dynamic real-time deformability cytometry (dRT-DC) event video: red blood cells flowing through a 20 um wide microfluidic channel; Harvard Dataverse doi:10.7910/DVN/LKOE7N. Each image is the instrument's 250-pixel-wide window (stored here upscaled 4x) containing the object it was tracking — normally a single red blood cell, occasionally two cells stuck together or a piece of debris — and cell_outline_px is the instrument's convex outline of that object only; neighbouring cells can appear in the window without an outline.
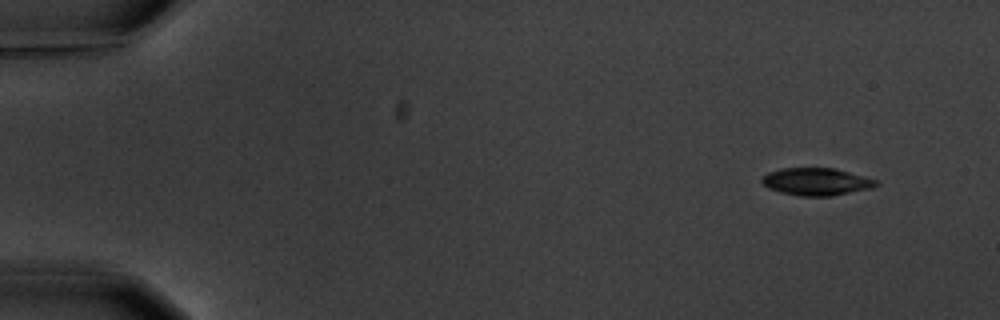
{"species": "common noctule bat (a hibernating species)", "species_latin": "Nyctalus noctula", "temperature_condition": "warm", "stored_images_in_passage": 6, "camera_frame_rate_fps": 3000, "um_per_image_px": 0.085, "animal": {"sex": "male", "body_mass_g": 20.1, "forearm_length_mm": 53.5}, "frame": {"image": 1, "passage_image": 1, "time_ms": 0.0, "image_size_px": [1000, 320], "cell_outline_px": [[880, 184], [872, 188], [828, 196], [800, 196], [780, 192], [768, 188], [760, 180], [768, 172], [784, 168], [832, 168], [848, 172], [876, 180]], "centroid_in_image_um": [69.37, 15.44], "position_along_channel_um": 15.6, "area_um2": 17.98}}
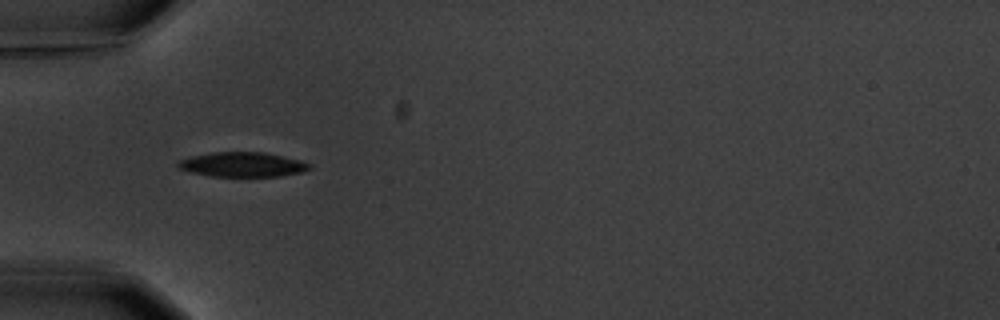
{"frame": {"image": 2, "passage_image": 5, "time_ms": 4.667, "image_size_px": [1000, 320], "cell_outline_px": [[312, 168], [304, 172], [280, 176], [212, 176], [192, 172], [176, 168], [176, 164], [180, 160], [192, 156], [212, 152], [264, 152], [300, 160], [312, 164]], "centroid_in_image_um": [20.64, 13.98], "position_along_channel_um": 64.4, "area_um2": 18.9}}
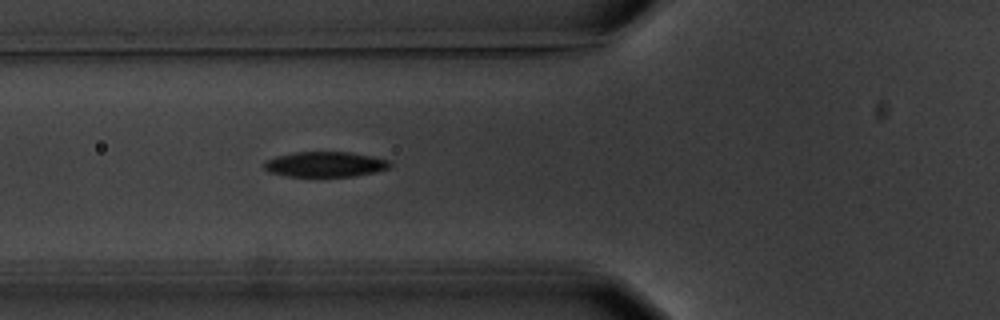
{"frame": {"image": 3, "passage_image": 6, "time_ms": 5.667, "image_size_px": [1000, 320], "cell_outline_px": [[392, 164], [388, 168], [356, 176], [284, 176], [268, 172], [264, 168], [264, 160], [276, 156], [296, 152], [348, 152], [372, 156], [388, 160]], "centroid_in_image_um": [27.59, 13.96], "position_along_channel_um": 98.2, "area_um2": 18.44}}